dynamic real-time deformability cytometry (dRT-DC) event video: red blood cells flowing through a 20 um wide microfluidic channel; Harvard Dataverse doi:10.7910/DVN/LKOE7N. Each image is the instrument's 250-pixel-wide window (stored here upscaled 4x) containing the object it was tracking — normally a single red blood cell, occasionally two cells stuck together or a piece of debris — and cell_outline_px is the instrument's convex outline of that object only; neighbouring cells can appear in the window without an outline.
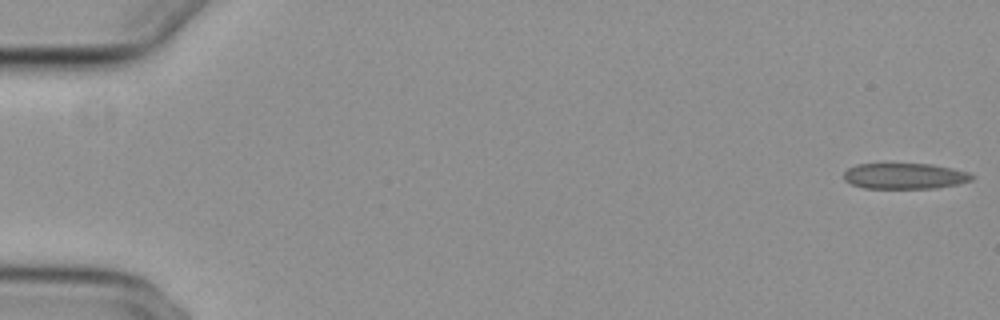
{"species": "common noctule bat (a hibernating species)", "species_latin": "Nyctalus noctula", "temperature_condition": "cold", "stored_images_in_passage": 6, "camera_frame_rate_fps": 3000, "um_per_image_px": 0.085, "animal": {"sex": "female", "body_mass_g": 29.2, "forearm_length_mm": 56.3}, "frame": {"image": 1, "passage_image": 1, "time_ms": 0.0, "image_size_px": [1000, 320], "cell_outline_px": [[976, 176], [972, 180], [960, 184], [936, 188], [864, 188], [852, 184], [844, 180], [844, 172], [848, 168], [856, 164], [932, 164], [952, 168], [968, 172]], "centroid_in_image_um": [76.93, 14.96], "position_along_channel_um": 8.1, "area_um2": 19.36}}